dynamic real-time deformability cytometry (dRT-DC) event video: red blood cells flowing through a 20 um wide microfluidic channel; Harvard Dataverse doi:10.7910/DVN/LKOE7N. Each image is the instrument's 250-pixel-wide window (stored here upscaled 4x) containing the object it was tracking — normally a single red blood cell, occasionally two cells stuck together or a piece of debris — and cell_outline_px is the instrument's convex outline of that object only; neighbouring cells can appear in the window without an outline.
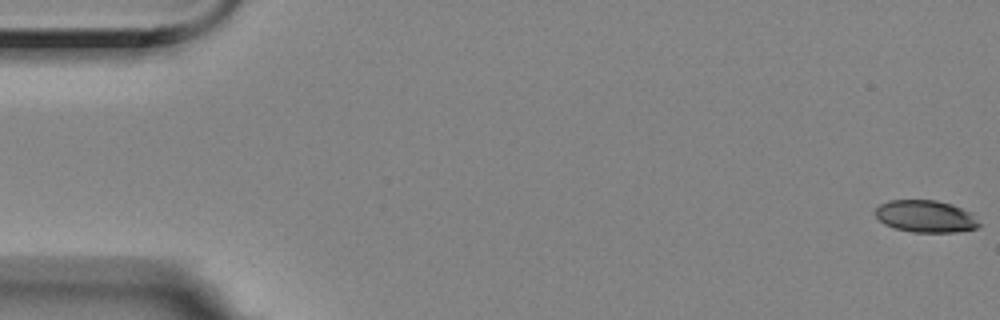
{"species": "Egyptian fruit bat (a non-hibernating species)", "species_latin": "Rousettus aegyptiacus", "temperature_condition": "room temperature", "stored_images_in_passage": 57, "camera_frame_rate_fps": 3000, "um_per_image_px": 0.085, "animal": {"sex": "female"}, "frame": {"image": 1, "passage_image": 1, "time_ms": 0.0, "image_size_px": [1000, 320], "cell_outline_px": [[980, 224], [976, 228], [956, 232], [912, 232], [896, 228], [884, 224], [876, 216], [876, 208], [880, 204], [888, 200], [936, 200], [952, 204], [972, 212]], "centroid_in_image_um": [78.69, 18.38], "position_along_channel_um": 6.3, "area_um2": 19.42}}
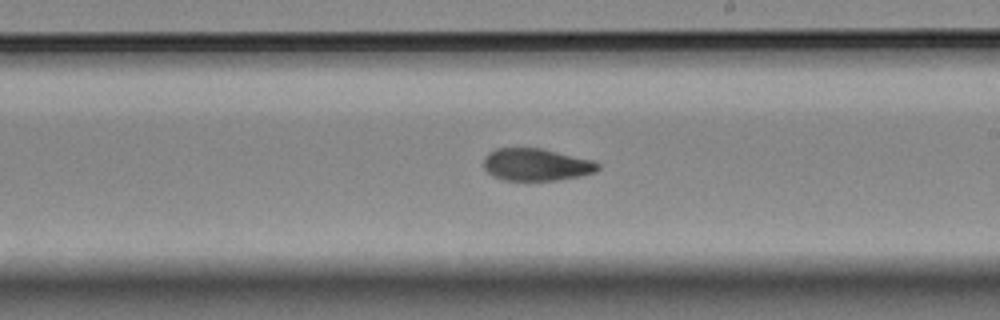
{"frame": {"image": 2, "passage_image": 33, "time_ms": 10.667, "image_size_px": [1000, 320], "cell_outline_px": [[600, 168], [596, 172], [580, 176], [560, 180], [504, 180], [492, 176], [484, 168], [484, 156], [488, 152], [496, 148], [540, 148], [592, 160], [600, 164]], "centroid_in_image_um": [45.57, 13.99], "position_along_channel_um": 243.4, "area_um2": 21.56}}
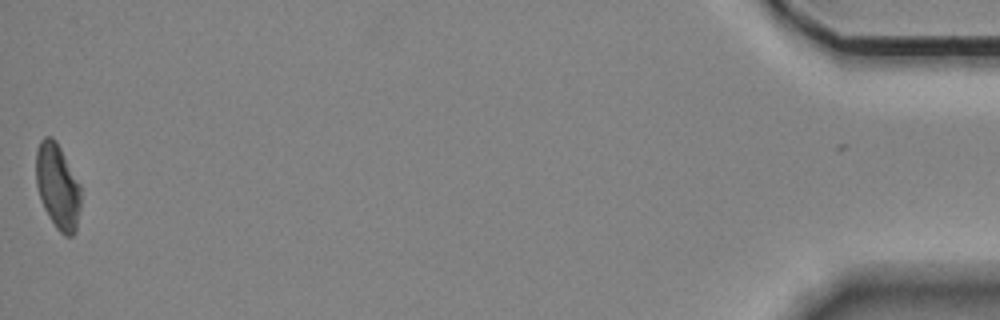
{"frame": {"image": 3, "passage_image": 57, "time_ms": 18.667, "image_size_px": [1000, 320], "cell_outline_px": [[80, 208], [76, 232], [72, 236], [64, 236], [56, 228], [48, 216], [44, 208], [36, 184], [36, 148], [40, 140], [44, 136], [52, 136], [56, 140], [80, 184]], "centroid_in_image_um": [4.9, 15.84], "position_along_channel_um": 430.3, "area_um2": 22.37}, "authors_computed_cell_mechanics": {"area_um2": 22.1952, "velocity_mm_per_s": 3.5234, "shape_relaxation_time_tau1_ms": 8.0329, "shape_relaxation_time_tau2_ms": 4.8878, "deformation_change_tau1": 0.1907, "deformation_change_tau2": 0.1087}}